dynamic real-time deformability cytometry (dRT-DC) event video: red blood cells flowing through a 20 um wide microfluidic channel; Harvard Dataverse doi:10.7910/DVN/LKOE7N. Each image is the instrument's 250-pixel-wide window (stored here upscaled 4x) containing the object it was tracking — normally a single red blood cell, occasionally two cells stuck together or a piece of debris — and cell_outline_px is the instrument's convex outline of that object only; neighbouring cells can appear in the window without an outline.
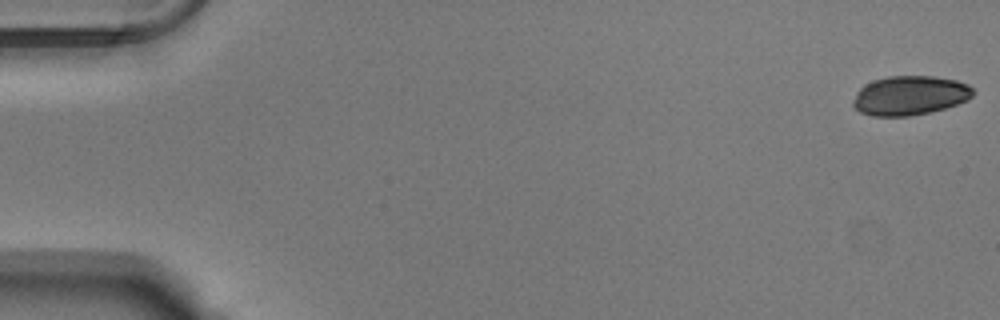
{"species": "Egyptian fruit bat (a non-hibernating species)", "species_latin": "Rousettus aegyptiacus", "temperature_condition": "warm", "stored_images_in_passage": 54, "camera_frame_rate_fps": 3000, "um_per_image_px": 0.085, "animal": {"sex": "male"}, "frame": {"image": 1, "passage_image": 1, "time_ms": 0.0, "image_size_px": [1000, 320], "cell_outline_px": [[976, 92], [968, 100], [932, 112], [908, 116], [872, 116], [860, 112], [852, 104], [852, 100], [856, 92], [864, 84], [872, 80], [888, 76], [932, 76], [956, 80], [968, 84]], "centroid_in_image_um": [77.33, 8.11], "position_along_channel_um": 7.7, "area_um2": 27.69}}
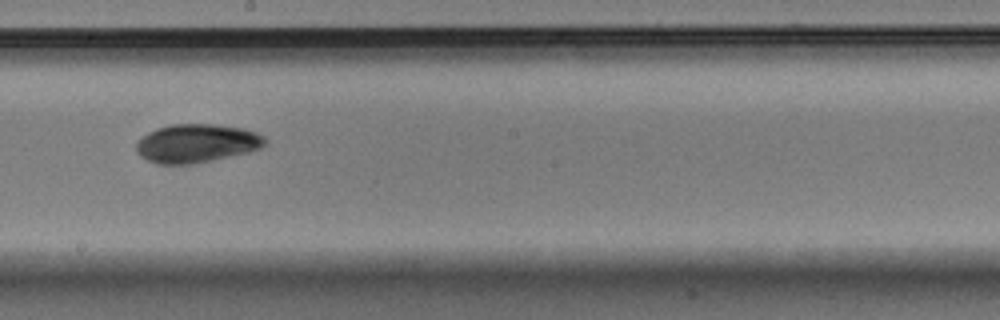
{"frame": {"image": 2, "passage_image": 31, "time_ms": 10.0, "image_size_px": [1000, 320], "cell_outline_px": [[268, 144], [260, 148], [248, 152], [196, 164], [156, 164], [140, 156], [136, 152], [136, 144], [140, 136], [156, 128], [172, 124], [212, 124], [244, 128], [256, 132], [264, 136], [268, 140]], "centroid_in_image_um": [16.71, 12.18], "position_along_channel_um": 231.5, "area_um2": 29.3}}
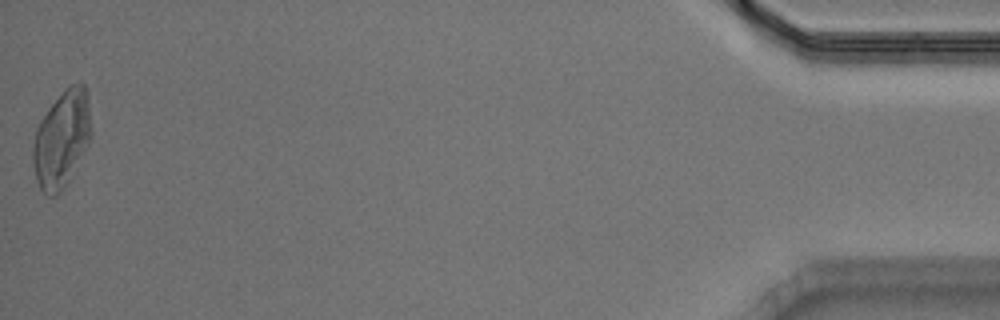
{"frame": {"image": 3, "passage_image": 54, "time_ms": 17.667, "image_size_px": [1000, 320], "cell_outline_px": [[92, 136], [88, 144], [68, 180], [56, 196], [48, 196], [40, 188], [36, 180], [32, 160], [32, 148], [36, 128], [40, 120], [48, 108], [72, 84], [84, 84], [88, 92], [92, 128]], "centroid_in_image_um": [5.25, 11.82], "position_along_channel_um": 430.0, "area_um2": 32.6}, "authors_computed_cell_mechanics": {"area_um2": 28.7266, "velocity_mm_per_s": 3.7824, "shape_relaxation_time_tau1_ms": 3.3623, "shape_relaxation_time_tau2_ms": 5.5916, "deformation_change_tau1": 0.0977, "deformation_change_tau2": 0.0816}}